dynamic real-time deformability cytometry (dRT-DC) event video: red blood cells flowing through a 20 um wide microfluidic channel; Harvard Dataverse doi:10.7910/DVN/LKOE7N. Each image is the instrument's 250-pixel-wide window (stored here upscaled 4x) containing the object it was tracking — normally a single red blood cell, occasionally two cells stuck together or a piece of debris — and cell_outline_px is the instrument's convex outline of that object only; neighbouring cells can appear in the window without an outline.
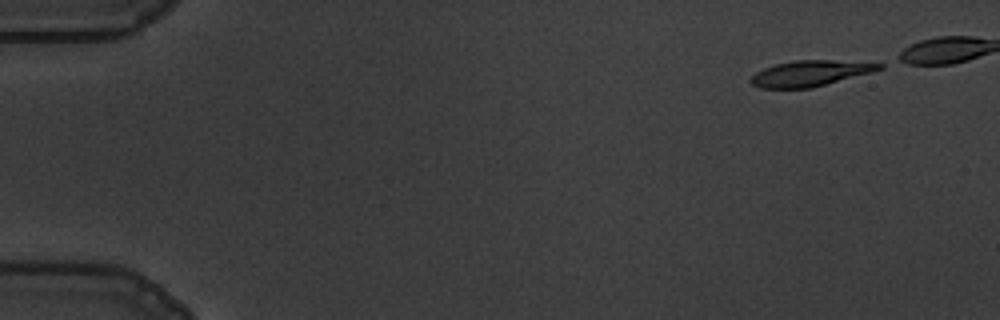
{"species": "common noctule bat (a hibernating species)", "species_latin": "Nyctalus noctula", "temperature_condition": "warm", "stored_images_in_passage": 47, "camera_frame_rate_fps": 3000, "um_per_image_px": 0.085, "animal": {"sex": "male", "body_mass_g": 19.5, "forearm_length_mm": 54.6}, "frame": {"image": 1, "passage_image": 1, "time_ms": 0.0, "image_size_px": [1000, 320], "cell_outline_px": [[884, 68], [872, 72], [812, 88], [760, 88], [752, 84], [748, 80], [756, 72], [764, 68], [776, 64], [792, 60], [880, 60], [884, 64]], "centroid_in_image_um": [69.01, 6.2], "position_along_channel_um": 16.0, "area_um2": 19.88}}
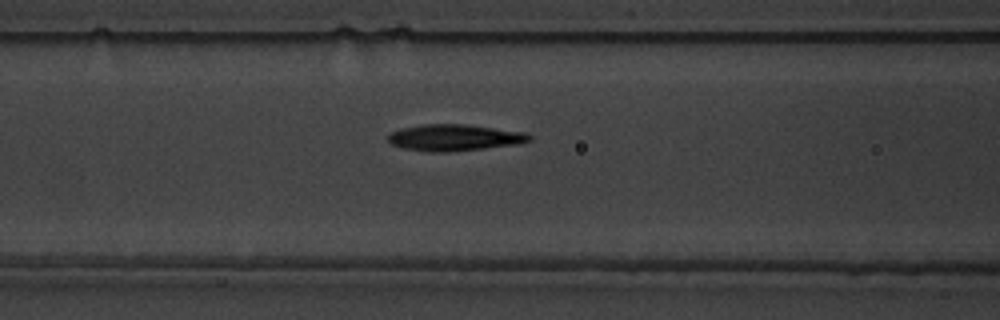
{"frame": {"image": 2, "passage_image": 21, "time_ms": 6.667, "image_size_px": [1000, 320], "cell_outline_px": [[532, 140], [520, 144], [448, 152], [428, 152], [404, 148], [392, 144], [388, 140], [388, 136], [392, 132], [400, 128], [424, 124], [464, 124], [524, 132], [532, 136]], "centroid_in_image_um": [38.64, 11.7], "position_along_channel_um": 128.0, "area_um2": 21.73}}